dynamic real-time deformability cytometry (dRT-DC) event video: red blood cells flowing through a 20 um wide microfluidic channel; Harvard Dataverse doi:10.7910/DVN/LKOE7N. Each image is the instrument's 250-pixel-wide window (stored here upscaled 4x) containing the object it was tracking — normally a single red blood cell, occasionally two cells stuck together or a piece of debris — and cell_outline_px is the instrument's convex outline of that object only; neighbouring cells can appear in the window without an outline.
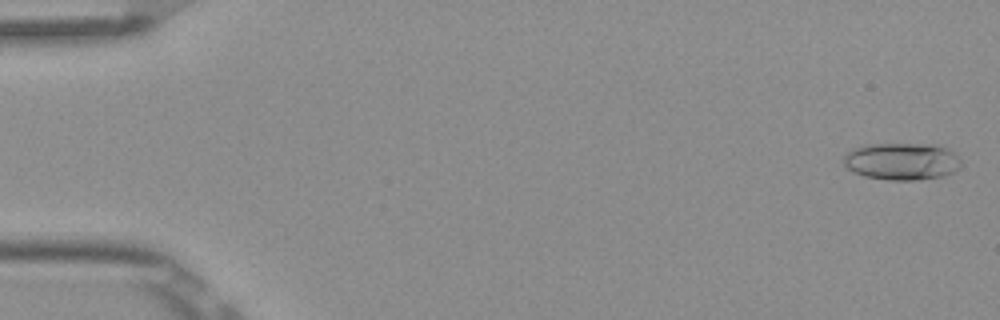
{"species": "Egyptian fruit bat (a non-hibernating species)", "species_latin": "Rousettus aegyptiacus", "temperature_condition": "room temperature", "stored_images_in_passage": 6, "camera_frame_rate_fps": 3000, "um_per_image_px": 0.085, "frame": {"image": 1, "passage_image": 1, "time_ms": 0.0, "image_size_px": [1000, 320], "cell_outline_px": [[964, 164], [960, 168], [944, 176], [916, 180], [888, 180], [864, 176], [852, 172], [844, 164], [844, 156], [852, 148], [868, 144], [940, 144], [952, 152]], "centroid_in_image_um": [76.67, 13.71], "position_along_channel_um": 8.3, "area_um2": 25.66}}